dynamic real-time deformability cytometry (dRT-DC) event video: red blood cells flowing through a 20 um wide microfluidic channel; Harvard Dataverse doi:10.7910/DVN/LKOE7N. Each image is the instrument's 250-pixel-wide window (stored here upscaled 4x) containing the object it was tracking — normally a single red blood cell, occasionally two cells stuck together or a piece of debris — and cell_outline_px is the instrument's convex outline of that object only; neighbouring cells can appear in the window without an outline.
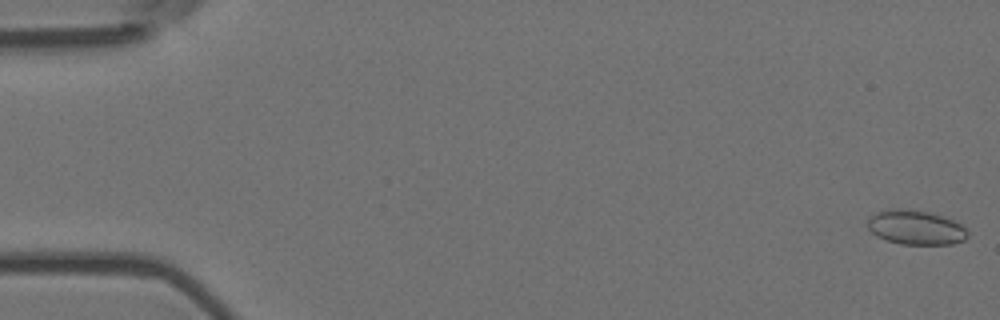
{"species": "Egyptian fruit bat (a non-hibernating species)", "species_latin": "Rousettus aegyptiacus", "temperature_condition": "room temperature", "stored_images_in_passage": 6, "camera_frame_rate_fps": 3000, "um_per_image_px": 0.085, "animal": {"sex": "female"}, "frame": {"image": 1, "passage_image": 1, "time_ms": 0.0, "image_size_px": [1000, 320], "cell_outline_px": [[968, 236], [964, 240], [952, 244], [900, 244], [876, 236], [868, 228], [868, 216], [884, 208], [908, 208], [928, 212], [952, 220], [960, 224], [968, 232]], "centroid_in_image_um": [77.79, 19.31], "position_along_channel_um": 7.2, "area_um2": 20.17}}
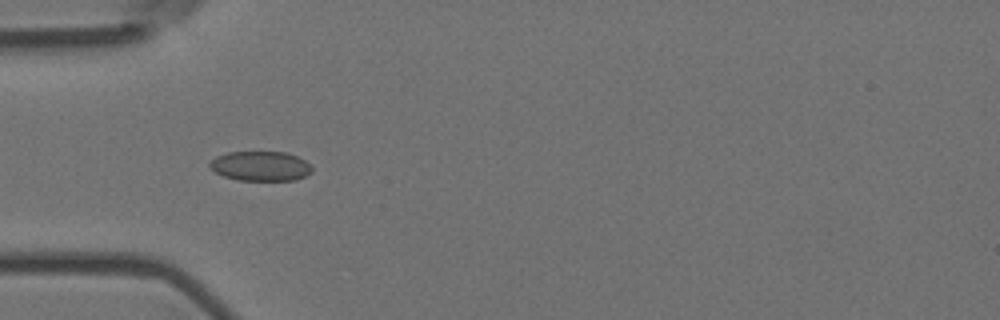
{"frame": {"image": 2, "passage_image": 5, "time_ms": 1.333, "image_size_px": [1000, 320], "cell_outline_px": [[312, 172], [296, 180], [236, 180], [224, 176], [208, 168], [208, 164], [216, 156], [228, 152], [284, 152], [296, 156], [304, 160], [312, 168]], "centroid_in_image_um": [22.11, 14.12], "position_along_channel_um": 62.9, "area_um2": 17.63}}
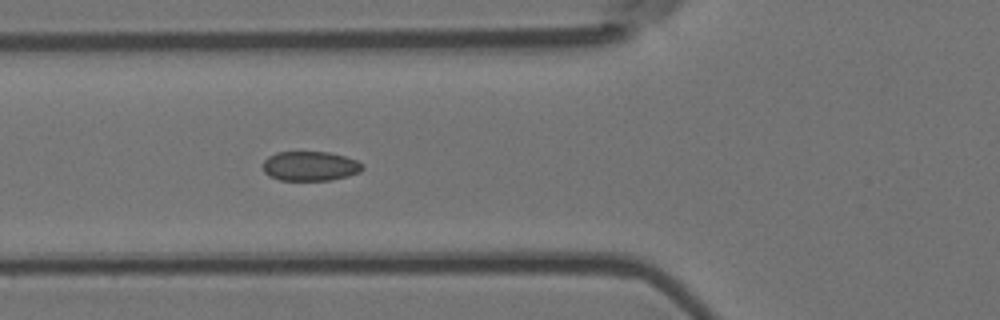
{"frame": {"image": 3, "passage_image": 6, "time_ms": 1.667, "image_size_px": [1000, 320], "cell_outline_px": [[364, 168], [360, 172], [348, 176], [328, 180], [280, 180], [268, 176], [264, 172], [264, 160], [268, 156], [276, 152], [328, 152], [344, 156], [356, 160], [364, 164]], "centroid_in_image_um": [26.37, 14.12], "position_along_channel_um": 99.4, "area_um2": 17.17}}